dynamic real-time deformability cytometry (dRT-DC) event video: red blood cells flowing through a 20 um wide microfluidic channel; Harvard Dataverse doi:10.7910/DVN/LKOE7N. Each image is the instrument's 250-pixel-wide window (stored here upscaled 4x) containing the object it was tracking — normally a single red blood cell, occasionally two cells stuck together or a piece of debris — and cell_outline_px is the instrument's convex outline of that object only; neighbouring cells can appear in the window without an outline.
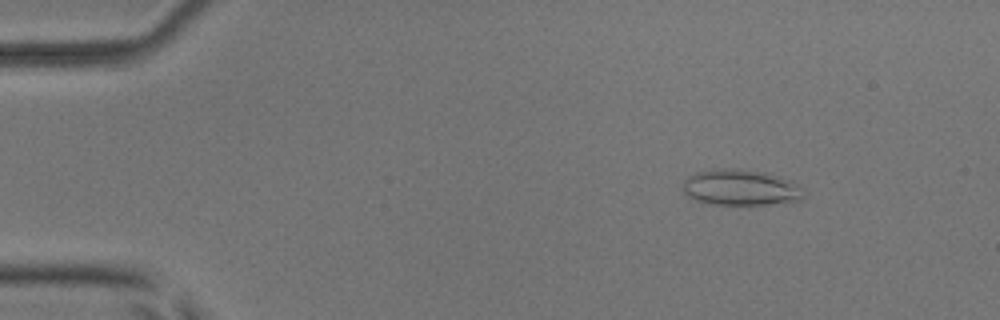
{"species": "common noctule bat (a hibernating species)", "species_latin": "Nyctalus noctula", "temperature_condition": "room temperature", "stored_images_in_passage": 16, "camera_frame_rate_fps": 3000, "um_per_image_px": 0.085, "animal": {"sex": "male", "body_mass_g": 17.9, "forearm_length_mm": 54.2}, "frame": {"image": 1, "passage_image": 7, "time_ms": 2.0, "image_size_px": [1000, 320], "cell_outline_px": [[804, 196], [800, 200], [764, 204], [712, 204], [696, 200], [688, 196], [684, 192], [684, 180], [688, 176], [696, 172], [712, 168], [736, 168], [764, 172], [780, 176], [788, 180], [800, 188]], "centroid_in_image_um": [62.9, 15.92], "position_along_channel_um": 22.1, "area_um2": 25.03}}